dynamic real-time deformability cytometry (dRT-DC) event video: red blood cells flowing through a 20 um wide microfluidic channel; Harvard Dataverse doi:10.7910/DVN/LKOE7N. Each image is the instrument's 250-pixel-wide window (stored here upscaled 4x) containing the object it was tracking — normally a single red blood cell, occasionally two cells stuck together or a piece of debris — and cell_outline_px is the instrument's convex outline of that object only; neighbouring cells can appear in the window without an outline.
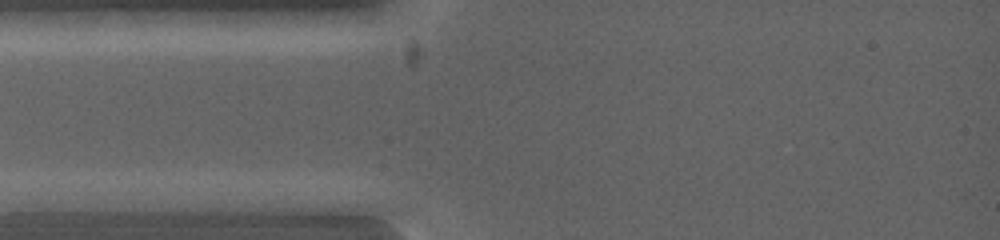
{"species": "common noctule bat (a hibernating species)", "species_latin": "Nyctalus noctula", "temperature_condition": "warm", "stored_images_in_passage": 2, "camera_frame_rate_fps": 5000, "um_per_image_px": 0.085, "animal": {"sex": "female", "body_mass_g": 19.0, "forearm_length_mm": 53.3}, "frame": {"image": 1, "passage_image": 1, "time_ms": 0.0, "image_size_px": [1000, 240], "cell_outline_px": [[124, 200], [48, 212], [12, 212], [20, 200], [40, 192], [104, 192]], "centroid_in_image_um": [5.29, 17.1], "position_along_channel_um": 79.7, "area_um2": 10.92}}